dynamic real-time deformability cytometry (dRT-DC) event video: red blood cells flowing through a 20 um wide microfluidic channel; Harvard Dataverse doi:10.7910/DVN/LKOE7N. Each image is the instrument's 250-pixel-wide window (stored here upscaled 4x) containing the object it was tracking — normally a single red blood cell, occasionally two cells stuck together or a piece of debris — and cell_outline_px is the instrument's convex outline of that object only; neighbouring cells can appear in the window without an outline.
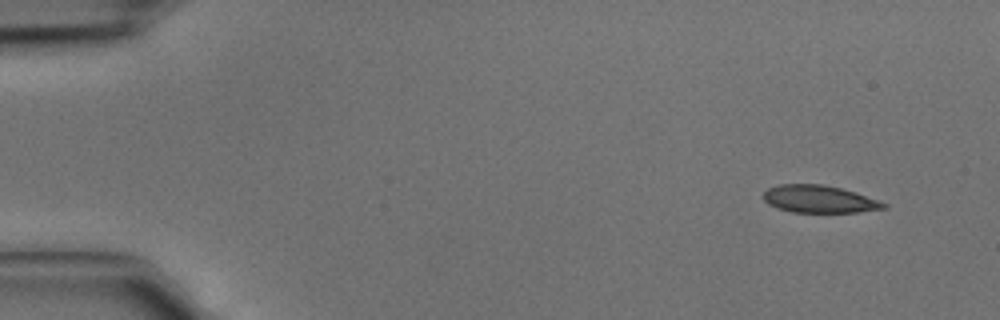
{"species": "common noctule bat (a hibernating species)", "species_latin": "Nyctalus noctula", "temperature_condition": "cold", "stored_images_in_passage": 4, "segment_of_instrument_passage": [1, 2], "camera_frame_rate_fps": 3000, "um_per_image_px": 0.085, "animal": {"sex": "male", "body_mass_g": 15.6}, "frame": {"image": 1, "passage_image": 1, "time_ms": 0.0, "image_size_px": [1000, 320], "cell_outline_px": [[888, 208], [856, 212], [792, 212], [776, 208], [768, 204], [764, 200], [764, 192], [768, 188], [780, 184], [820, 184], [840, 188], [856, 192], [888, 204]], "centroid_in_image_um": [69.63, 16.92], "position_along_channel_um": 15.4, "area_um2": 19.19}}